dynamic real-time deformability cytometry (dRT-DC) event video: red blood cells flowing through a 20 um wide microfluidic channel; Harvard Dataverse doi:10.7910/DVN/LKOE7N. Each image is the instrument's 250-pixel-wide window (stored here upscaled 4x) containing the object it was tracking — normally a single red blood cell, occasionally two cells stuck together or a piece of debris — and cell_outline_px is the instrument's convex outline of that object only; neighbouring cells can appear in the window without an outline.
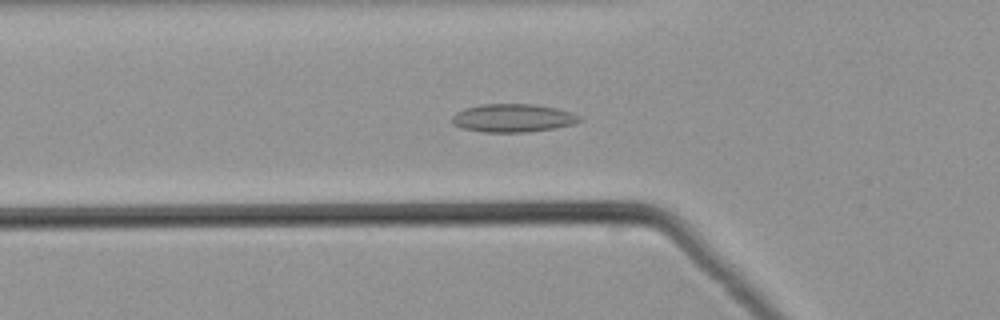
{"species": "common noctule bat (a hibernating species)", "species_latin": "Nyctalus noctula", "temperature_condition": "warm", "stored_images_in_passage": 52, "camera_frame_rate_fps": 3000, "um_per_image_px": 0.085, "animal": {"sex": "male", "body_mass_g": 21.5, "forearm_length_mm": 52.0}, "frame": {"image": 1, "passage_image": 18, "time_ms": 5.667, "image_size_px": [1000, 320], "cell_outline_px": [[580, 120], [572, 124], [556, 128], [524, 132], [484, 132], [464, 128], [452, 124], [452, 116], [456, 112], [464, 108], [480, 104], [532, 104], [556, 108], [572, 112], [580, 116]], "centroid_in_image_um": [43.57, 10.02], "position_along_channel_um": 82.2, "area_um2": 20.87}}
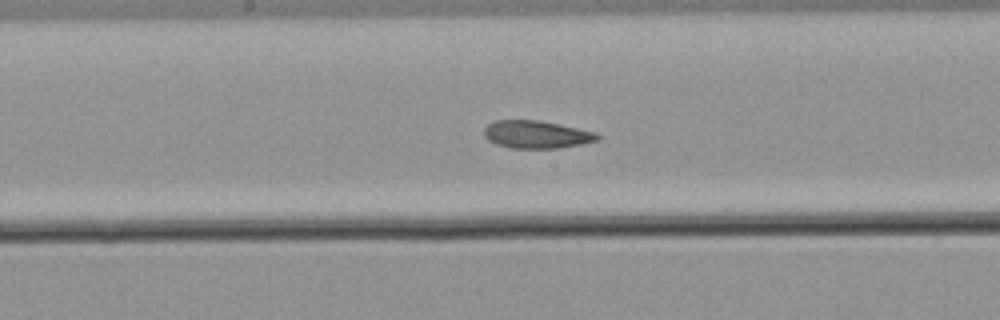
{"frame": {"image": 2, "passage_image": 27, "time_ms": 8.667, "image_size_px": [1000, 320], "cell_outline_px": [[600, 136], [596, 140], [580, 144], [556, 148], [508, 148], [496, 144], [488, 140], [484, 136], [484, 128], [488, 124], [496, 120], [540, 120], [596, 132]], "centroid_in_image_um": [45.55, 11.42], "position_along_channel_um": 202.6, "area_um2": 18.21}}
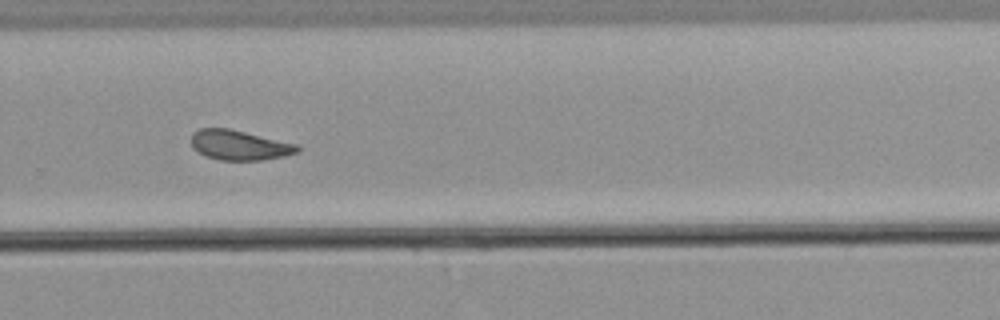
{"frame": {"image": 3, "passage_image": 35, "time_ms": 11.333, "image_size_px": [1000, 320], "cell_outline_px": [[300, 148], [296, 152], [284, 156], [264, 160], [220, 160], [204, 156], [192, 148], [192, 132], [200, 128], [228, 128], [296, 144]], "centroid_in_image_um": [20.29, 12.34], "position_along_channel_um": 309.5, "area_um2": 18.38}}